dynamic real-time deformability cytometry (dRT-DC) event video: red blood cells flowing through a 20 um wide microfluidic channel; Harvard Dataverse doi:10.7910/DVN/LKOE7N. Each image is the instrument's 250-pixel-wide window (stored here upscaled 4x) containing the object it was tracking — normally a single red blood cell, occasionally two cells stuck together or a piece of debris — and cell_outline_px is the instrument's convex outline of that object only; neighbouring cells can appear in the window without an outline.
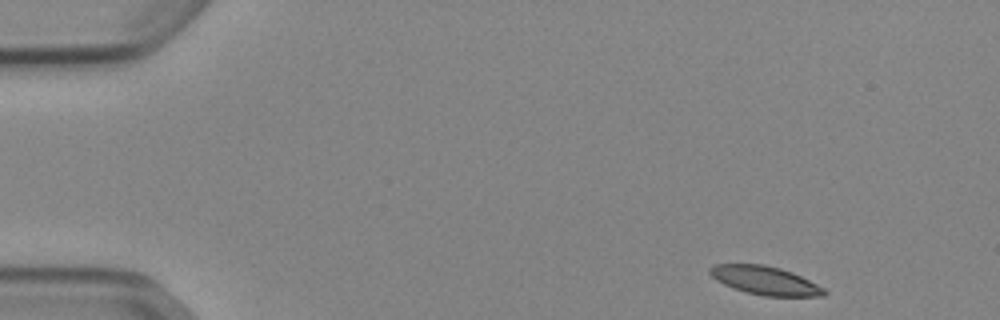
{"species": "Egyptian fruit bat (a non-hibernating species)", "species_latin": "Rousettus aegyptiacus", "temperature_condition": "cold", "stored_images_in_passage": 48, "camera_frame_rate_fps": 3000, "um_per_image_px": 0.085, "animal": {"sex": "female"}, "frame": {"image": 1, "passage_image": 1, "time_ms": 0.0, "image_size_px": [1000, 320], "cell_outline_px": [[828, 292], [824, 296], [764, 296], [732, 288], [716, 280], [708, 272], [708, 268], [716, 264], [764, 264], [780, 268], [792, 272], [824, 288]], "centroid_in_image_um": [65.02, 23.83], "position_along_channel_um": 20.0, "area_um2": 18.9}}
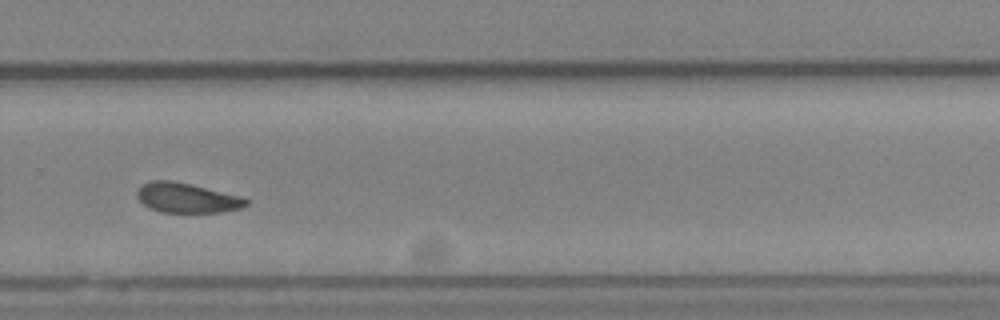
{"frame": {"image": 2, "passage_image": 32, "time_ms": 10.333, "image_size_px": [1000, 320], "cell_outline_px": [[248, 204], [240, 208], [220, 212], [160, 212], [148, 208], [136, 196], [136, 192], [148, 180], [172, 180], [192, 184], [244, 196], [248, 200]], "centroid_in_image_um": [15.9, 16.81], "position_along_channel_um": 313.9, "area_um2": 19.13}}
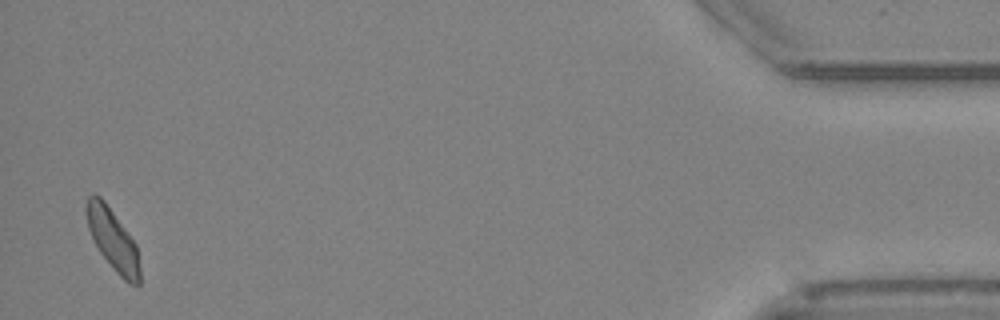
{"frame": {"image": 3, "passage_image": 47, "time_ms": 15.333, "image_size_px": [1000, 320], "cell_outline_px": [[140, 284], [132, 284], [124, 280], [116, 272], [100, 252], [88, 228], [84, 208], [84, 204], [88, 196], [100, 196], [104, 200], [136, 244], [140, 268]], "centroid_in_image_um": [9.57, 20.36], "position_along_channel_um": 425.6, "area_um2": 18.84}, "authors_computed_cell_mechanics": {"area_um2": 19.5942, "velocity_mm_per_s": 3.8488, "shape_relaxation_time_tau1_ms": null, "shape_relaxation_time_tau2_ms": 4.4491, "deformation_change_tau1": null, "deformation_change_tau2": 0.0954}}